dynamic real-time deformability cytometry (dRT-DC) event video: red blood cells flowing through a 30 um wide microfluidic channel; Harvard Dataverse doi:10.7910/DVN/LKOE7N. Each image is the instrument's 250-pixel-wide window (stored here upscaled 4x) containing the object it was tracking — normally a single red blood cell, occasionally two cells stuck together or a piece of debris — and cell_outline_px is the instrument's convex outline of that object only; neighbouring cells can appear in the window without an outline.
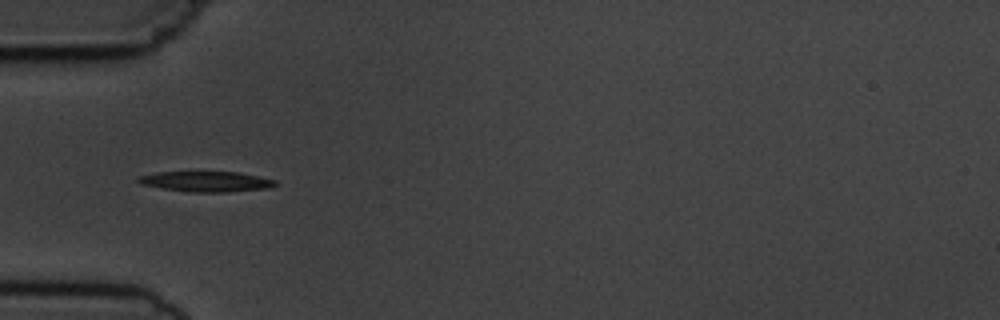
{"species": "common noctule bat (a hibernating species)", "species_latin": "Nyctalus noctula", "temperature_condition": "cold", "stored_images_in_passage": 6, "camera_frame_rate_fps": 3000, "um_per_image_px": 0.085, "animal": {"sex": "male", "body_mass_g": 19.5, "forearm_length_mm": 54.6}, "frame": {"image": 1, "passage_image": 4, "time_ms": 3.667, "image_size_px": [1000, 320], "cell_outline_px": [[280, 184], [268, 188], [224, 192], [188, 192], [160, 188], [140, 184], [136, 180], [136, 176], [156, 172], [236, 172], [276, 180]], "centroid_in_image_um": [17.47, 15.43], "position_along_channel_um": 67.5, "area_um2": 16.36}}
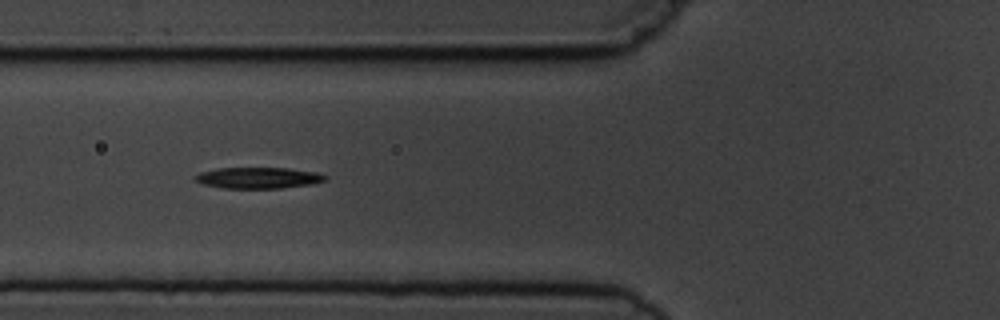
{"frame": {"image": 2, "passage_image": 5, "time_ms": 4.667, "image_size_px": [1000, 320], "cell_outline_px": [[328, 180], [312, 184], [280, 188], [224, 188], [204, 184], [196, 180], [196, 176], [200, 172], [216, 168], [288, 168], [316, 172], [328, 176]], "centroid_in_image_um": [22.01, 15.11], "position_along_channel_um": 103.8, "area_um2": 15.95}}
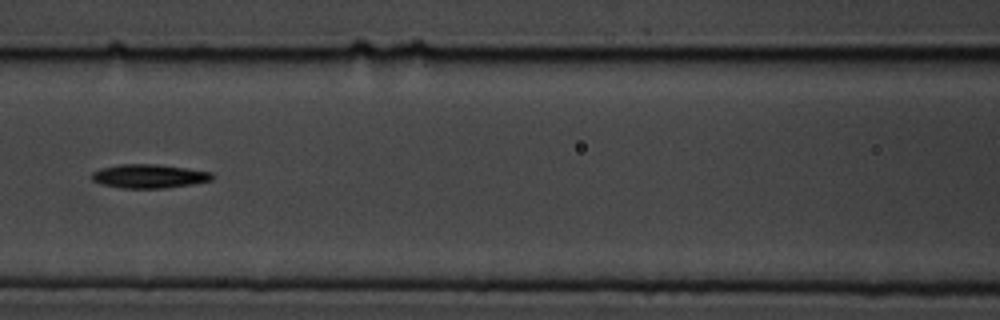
{"frame": {"image": 3, "passage_image": 6, "time_ms": 6.0, "image_size_px": [1000, 320], "cell_outline_px": [[216, 176], [212, 180], [192, 184], [164, 188], [120, 188], [100, 184], [92, 180], [92, 172], [100, 168], [120, 164], [156, 164], [212, 172]], "centroid_in_image_um": [12.66, 14.98], "position_along_channel_um": 153.9, "area_um2": 16.76}}